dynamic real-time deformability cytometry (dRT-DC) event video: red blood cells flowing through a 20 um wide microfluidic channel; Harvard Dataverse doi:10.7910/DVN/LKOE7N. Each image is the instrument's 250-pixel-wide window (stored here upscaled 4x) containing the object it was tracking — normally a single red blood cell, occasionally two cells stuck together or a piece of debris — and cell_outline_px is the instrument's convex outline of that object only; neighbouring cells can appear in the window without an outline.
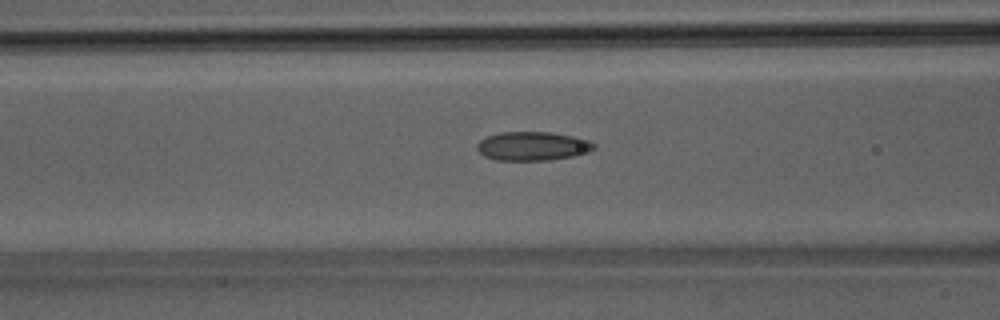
{"species": "Egyptian fruit bat (a non-hibernating species)", "species_latin": "Rousettus aegyptiacus", "temperature_condition": "room temperature", "stored_images_in_passage": 51, "camera_frame_rate_fps": 3000, "um_per_image_px": 0.085, "animal": {"sex": "male"}, "frame": {"image": 1, "passage_image": 21, "time_ms": 6.667, "image_size_px": [1000, 320], "cell_outline_px": [[596, 148], [588, 152], [572, 156], [548, 160], [496, 160], [484, 156], [476, 148], [476, 144], [480, 140], [488, 136], [500, 132], [552, 132], [572, 136], [588, 140], [596, 144]], "centroid_in_image_um": [45.26, 12.41], "position_along_channel_um": 121.3, "area_um2": 19.65}}
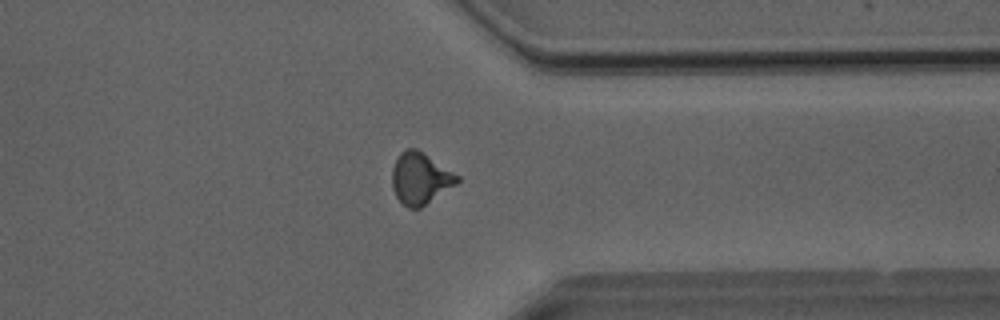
{"frame": {"image": 2, "passage_image": 40, "time_ms": 13.0, "image_size_px": [1000, 320], "cell_outline_px": [[460, 180], [456, 184], [420, 208], [408, 208], [396, 196], [392, 188], [392, 168], [400, 152], [404, 148], [416, 148], [460, 176]], "centroid_in_image_um": [35.71, 15.15], "position_along_channel_um": 375.7, "area_um2": 19.42}}
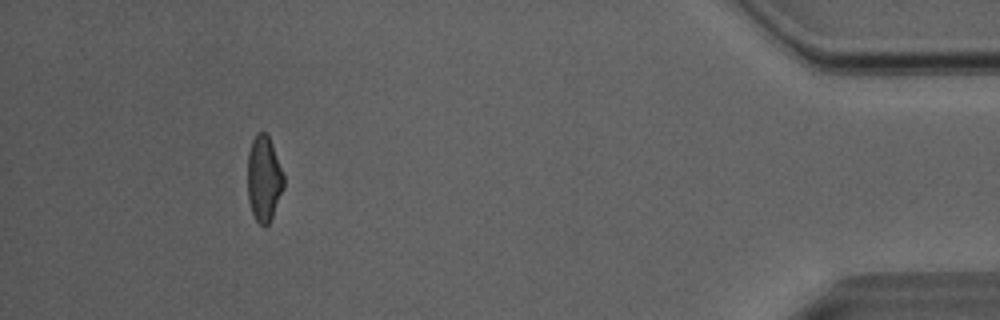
{"frame": {"image": 3, "passage_image": 47, "time_ms": 15.333, "image_size_px": [1000, 320], "cell_outline_px": [[284, 188], [272, 216], [268, 224], [264, 228], [256, 220], [252, 212], [248, 200], [248, 152], [252, 140], [256, 132], [264, 132], [268, 136], [284, 176]], "centroid_in_image_um": [22.42, 15.2], "position_along_channel_um": 412.8, "area_um2": 17.86}, "authors_computed_cell_mechanics": {"area_um2": 19.363, "velocity_mm_per_s": 4.0794, "shape_relaxation_time_tau1_ms": 6.571, "shape_relaxation_time_tau2_ms": 2.0046, "deformation_change_tau1": 0.178, "deformation_change_tau2": 0.0894}}